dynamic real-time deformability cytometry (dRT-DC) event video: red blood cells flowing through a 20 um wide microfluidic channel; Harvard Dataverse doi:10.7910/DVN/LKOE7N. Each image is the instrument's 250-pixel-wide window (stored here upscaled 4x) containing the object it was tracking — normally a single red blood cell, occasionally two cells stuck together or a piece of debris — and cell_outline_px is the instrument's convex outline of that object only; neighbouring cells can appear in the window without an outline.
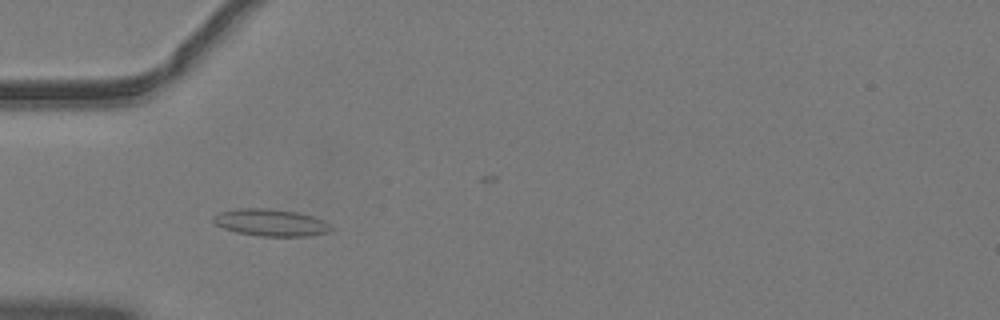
{"species": "common noctule bat (a hibernating species)", "species_latin": "Nyctalus noctula", "temperature_condition": "warm", "stored_images_in_passage": 44, "camera_frame_rate_fps": 3000, "um_per_image_px": 0.085, "animal": {"sex": "male", "body_mass_g": 19.2, "forearm_length_mm": 51.8}, "frame": {"image": 1, "passage_image": 16, "time_ms": 5.0, "image_size_px": [1000, 320], "cell_outline_px": [[332, 232], [312, 236], [260, 236], [236, 232], [224, 228], [216, 224], [212, 220], [212, 216], [220, 212], [236, 208], [268, 208], [296, 212], [312, 216], [324, 220], [332, 228]], "centroid_in_image_um": [23.03, 18.92], "position_along_channel_um": 62.0, "area_um2": 18.67}}
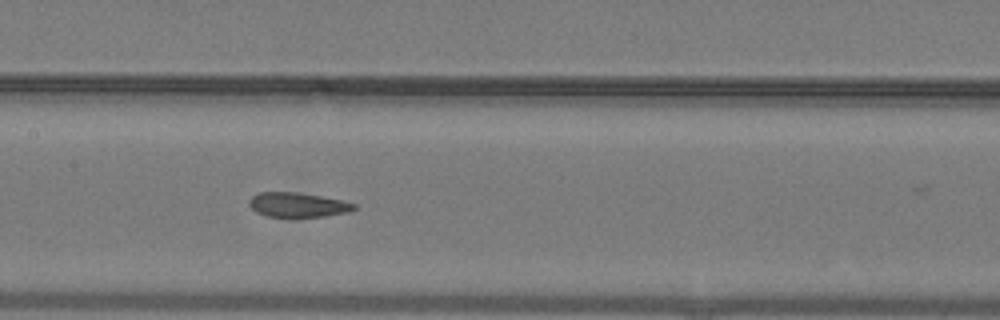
{"frame": {"image": 2, "passage_image": 25, "time_ms": 8.0, "image_size_px": [1000, 320], "cell_outline_px": [[356, 208], [344, 212], [324, 216], [268, 216], [256, 212], [248, 204], [248, 200], [252, 196], [260, 192], [296, 192], [320, 196], [340, 200], [356, 204]], "centroid_in_image_um": [25.25, 17.39], "position_along_channel_um": 182.2, "area_um2": 14.62}}
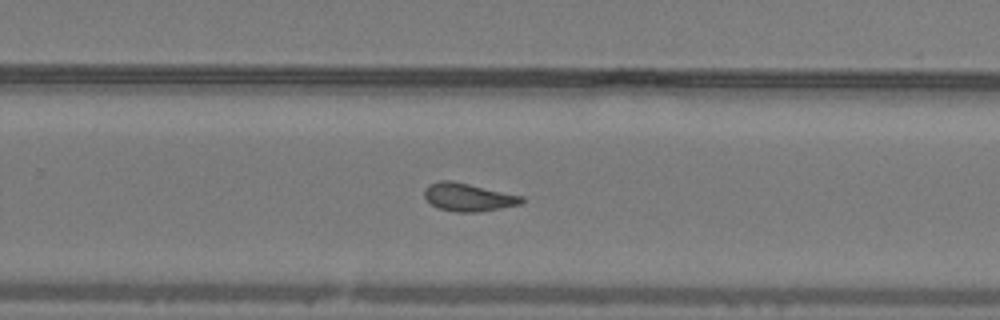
{"frame": {"image": 3, "passage_image": 33, "time_ms": 10.667, "image_size_px": [1000, 320], "cell_outline_px": [[524, 200], [520, 204], [480, 212], [456, 212], [436, 208], [424, 196], [424, 188], [428, 184], [440, 180], [452, 180], [524, 196]], "centroid_in_image_um": [39.78, 16.75], "position_along_channel_um": 290.0, "area_um2": 16.01}, "authors_computed_cell_mechanics": {"area_um2": 16.0395, "velocity_mm_per_s": 4.0865, "shape_relaxation_time_tau1_ms": null, "shape_relaxation_time_tau2_ms": 2.1327, "deformation_change_tau1": null, "deformation_change_tau2": 0.0932}}